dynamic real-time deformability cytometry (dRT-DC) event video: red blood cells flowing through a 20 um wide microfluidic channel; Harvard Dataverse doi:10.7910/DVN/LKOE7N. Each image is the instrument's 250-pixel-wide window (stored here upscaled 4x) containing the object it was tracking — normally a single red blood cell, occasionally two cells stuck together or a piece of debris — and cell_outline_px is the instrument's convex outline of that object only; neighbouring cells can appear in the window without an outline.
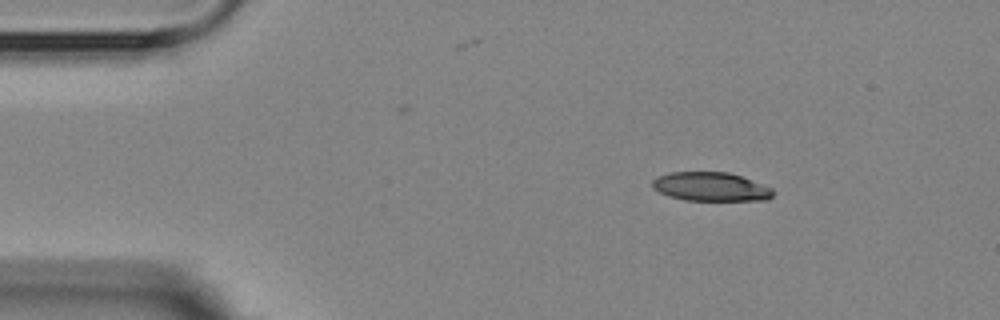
{"species": "Egyptian fruit bat (a non-hibernating species)", "species_latin": "Rousettus aegyptiacus", "temperature_condition": "room temperature", "stored_images_in_passage": 4, "camera_frame_rate_fps": 3000, "um_per_image_px": 0.085, "animal": {"sex": "female"}, "frame": {"image": 1, "passage_image": 1, "time_ms": 0.0, "image_size_px": [1000, 320], "cell_outline_px": [[776, 192], [768, 200], [684, 200], [668, 196], [652, 188], [652, 180], [656, 176], [672, 172], [728, 172], [740, 176], [772, 188]], "centroid_in_image_um": [60.4, 15.87], "position_along_channel_um": 24.6, "area_um2": 20.29}}
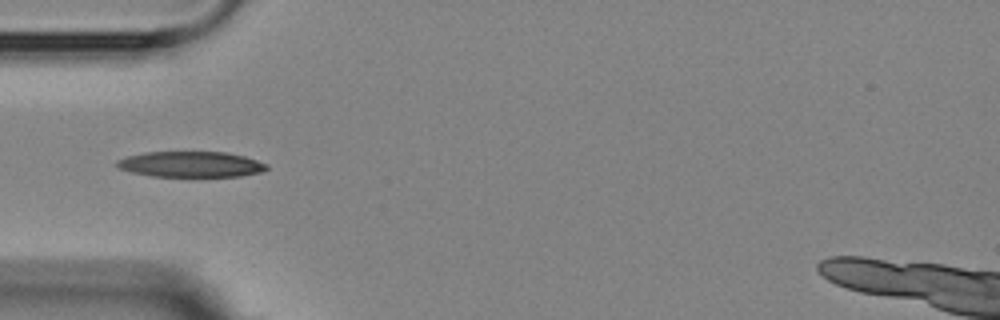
{"frame": {"image": 2, "passage_image": 3, "time_ms": 3.0, "image_size_px": [1000, 320], "cell_outline_px": [[268, 168], [260, 172], [240, 176], [152, 176], [132, 172], [120, 168], [116, 164], [116, 160], [128, 156], [144, 152], [224, 152], [244, 156], [268, 164]], "centroid_in_image_um": [16.22, 13.96], "position_along_channel_um": 68.8, "area_um2": 22.2}}
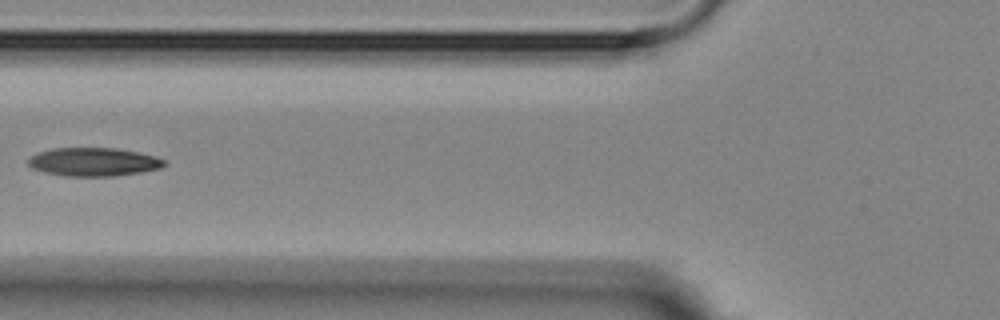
{"frame": {"image": 3, "passage_image": 4, "time_ms": 4.333, "image_size_px": [1000, 320], "cell_outline_px": [[168, 164], [160, 168], [140, 172], [116, 176], [68, 176], [44, 172], [32, 168], [28, 164], [28, 160], [32, 156], [40, 152], [52, 148], [116, 148], [156, 156], [164, 160]], "centroid_in_image_um": [7.98, 13.76], "position_along_channel_um": 117.8, "area_um2": 22.43}}